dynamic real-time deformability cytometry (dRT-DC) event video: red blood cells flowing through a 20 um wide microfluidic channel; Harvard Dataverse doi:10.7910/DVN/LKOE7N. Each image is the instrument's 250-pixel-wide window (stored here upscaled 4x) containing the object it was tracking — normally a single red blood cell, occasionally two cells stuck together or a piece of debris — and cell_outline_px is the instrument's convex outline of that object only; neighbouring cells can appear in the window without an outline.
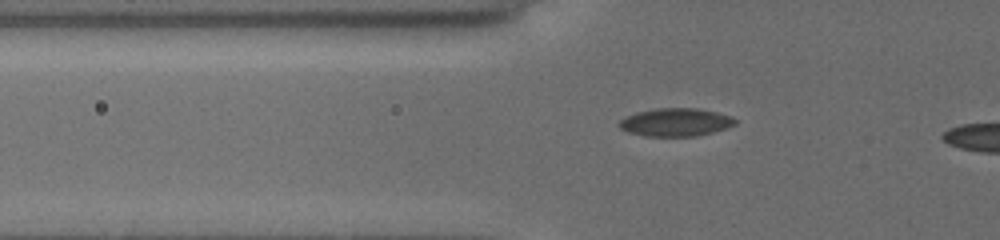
{"species": "common noctule bat (a hibernating species)", "species_latin": "Nyctalus noctula", "temperature_condition": "cold", "stored_images_in_passage": 40, "camera_frame_rate_fps": 3000, "um_per_image_px": 0.085, "animal": {"sex": "female", "body_mass_g": 19.5, "forearm_length_mm": 54.1}, "frame": {"image": 1, "passage_image": 14, "time_ms": 4.667, "image_size_px": [1000, 240], "cell_outline_px": [[736, 124], [728, 128], [696, 136], [644, 136], [628, 132], [620, 128], [620, 120], [636, 112], [656, 108], [696, 108], [716, 112], [732, 116], [736, 120]], "centroid_in_image_um": [57.46, 10.39], "position_along_channel_um": 68.3, "area_um2": 18.9}}
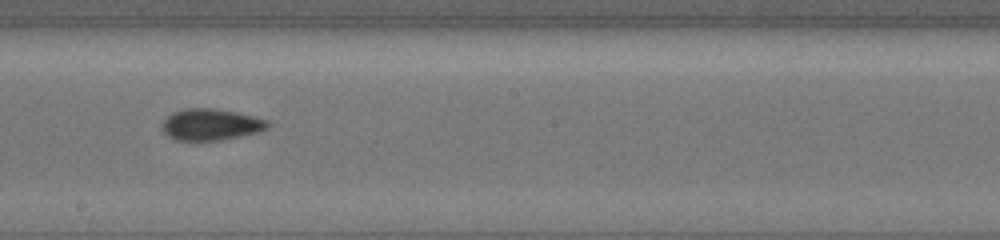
{"frame": {"image": 2, "passage_image": 26, "time_ms": 9.0, "image_size_px": [1000, 240], "cell_outline_px": [[272, 124], [268, 128], [256, 132], [220, 140], [176, 140], [168, 136], [164, 132], [164, 120], [172, 112], [184, 108], [216, 108], [236, 112], [268, 120]], "centroid_in_image_um": [17.94, 10.57], "position_along_channel_um": 230.3, "area_um2": 19.19}}
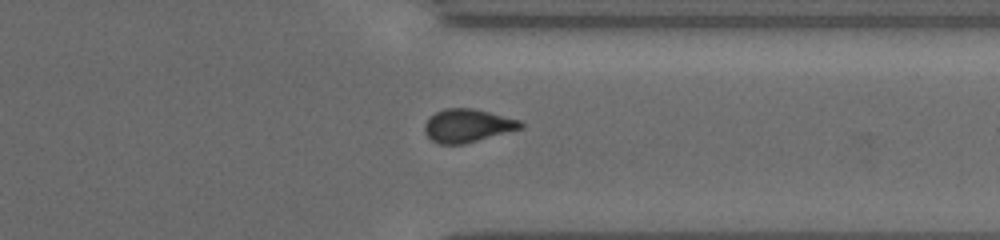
{"frame": {"image": 3, "passage_image": 36, "time_ms": 12.667, "image_size_px": [1000, 240], "cell_outline_px": [[524, 128], [464, 144], [440, 144], [432, 140], [424, 132], [424, 124], [428, 116], [444, 108], [472, 108], [520, 120], [524, 124]], "centroid_in_image_um": [39.72, 10.68], "position_along_channel_um": 371.7, "area_um2": 18.67}}